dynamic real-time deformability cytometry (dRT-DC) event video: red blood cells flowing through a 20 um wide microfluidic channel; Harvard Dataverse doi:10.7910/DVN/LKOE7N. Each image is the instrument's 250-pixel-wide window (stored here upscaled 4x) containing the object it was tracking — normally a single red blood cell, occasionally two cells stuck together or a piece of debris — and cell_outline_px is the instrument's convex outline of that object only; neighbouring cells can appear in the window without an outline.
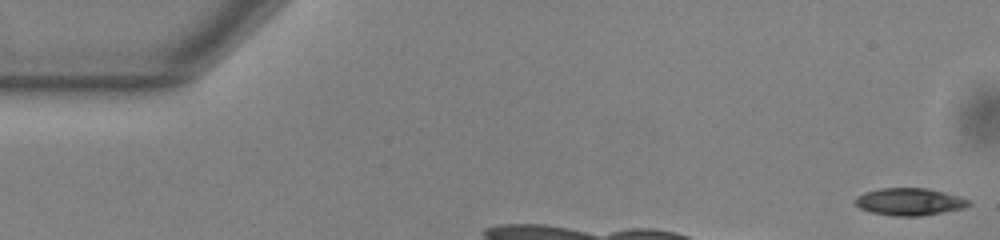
{"species": "common noctule bat (a hibernating species)", "species_latin": "Nyctalus noctula", "temperature_condition": "warm", "stored_images_in_passage": 9, "camera_frame_rate_fps": 3000, "um_per_image_px": 0.085, "animal": {"sex": "male", "body_mass_g": 13.0, "forearm_length_mm": 53.1}, "frame": {"image": 1, "passage_image": 1, "time_ms": 0.0, "image_size_px": [1000, 240], "cell_outline_px": [[972, 204], [964, 208], [944, 212], [920, 216], [896, 216], [872, 212], [860, 208], [852, 200], [856, 196], [864, 192], [880, 188], [928, 188], [944, 192], [972, 200]], "centroid_in_image_um": [77.32, 17.14], "position_along_channel_um": 7.7, "area_um2": 18.21}}
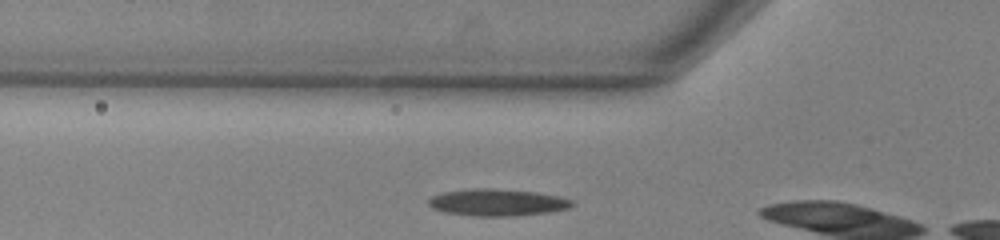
{"frame": {"image": 2, "passage_image": 7, "time_ms": 2.0, "image_size_px": [1000, 240], "cell_outline_px": [[576, 204], [568, 208], [548, 212], [508, 216], [472, 216], [444, 212], [432, 208], [428, 204], [428, 200], [432, 196], [444, 192], [476, 188], [496, 188], [536, 192], [560, 196], [572, 200]], "centroid_in_image_um": [42.28, 17.2], "position_along_channel_um": 83.5, "area_um2": 22.54}}